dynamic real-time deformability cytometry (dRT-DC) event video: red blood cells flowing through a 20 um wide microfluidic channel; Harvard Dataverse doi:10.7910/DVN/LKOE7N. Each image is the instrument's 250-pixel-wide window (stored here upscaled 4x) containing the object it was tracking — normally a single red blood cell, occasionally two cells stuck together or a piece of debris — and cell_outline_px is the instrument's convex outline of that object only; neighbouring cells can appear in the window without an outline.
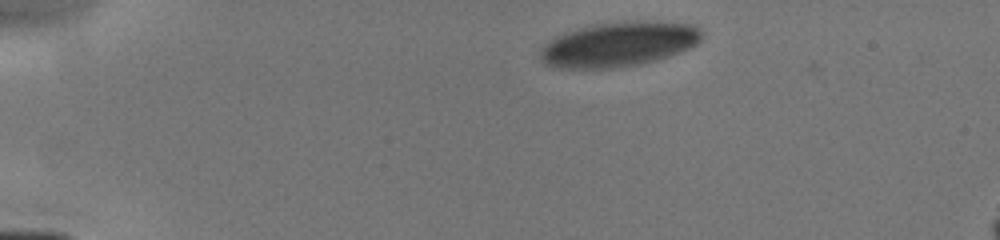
{"species": "human", "species_latin": "Homo sapiens", "temperature_condition": "cold", "stored_images_in_passage": 14, "camera_frame_rate_fps": 3000, "um_per_image_px": 0.085, "donor": {"sex": "male"}, "frame": {"image": 1, "passage_image": 1, "time_ms": 0.0, "image_size_px": [1000, 240], "cell_outline_px": [[700, 40], [696, 44], [688, 48], [668, 56], [656, 60], [640, 64], [620, 68], [556, 68], [544, 64], [540, 60], [540, 48], [548, 40], [556, 36], [580, 28], [596, 24], [624, 20], [660, 20], [692, 24], [700, 28]], "centroid_in_image_um": [52.58, 3.75], "position_along_channel_um": 32.4, "area_um2": 42.54}}
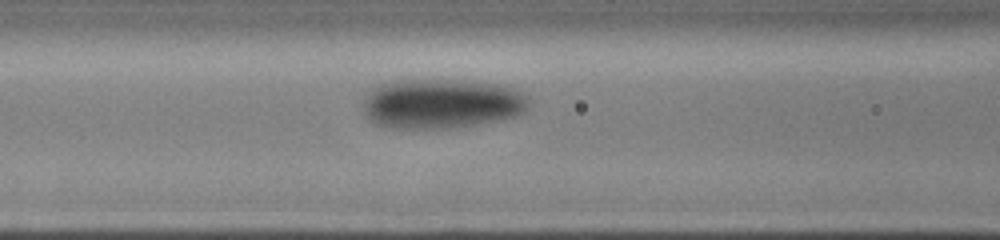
{"frame": {"image": 2, "passage_image": 8, "time_ms": 4.0, "image_size_px": [1000, 240], "cell_outline_px": [[532, 100], [528, 108], [524, 112], [516, 116], [500, 120], [444, 128], [392, 128], [376, 124], [368, 120], [364, 112], [364, 100], [368, 92], [380, 84], [392, 80], [472, 80], [500, 84], [516, 88], [524, 92]], "centroid_in_image_um": [37.58, 8.79], "position_along_channel_um": 129.0, "area_um2": 48.61}}
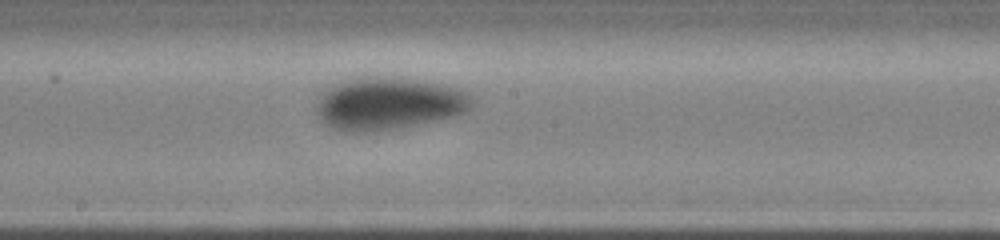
{"frame": {"image": 3, "passage_image": 12, "time_ms": 6.0, "image_size_px": [1000, 240], "cell_outline_px": [[476, 100], [472, 108], [456, 116], [400, 128], [372, 132], [344, 132], [332, 128], [320, 120], [316, 112], [316, 96], [324, 88], [332, 84], [360, 76], [400, 76], [424, 80], [444, 84], [460, 88], [468, 92]], "centroid_in_image_um": [33.02, 8.78], "position_along_channel_um": 215.2, "area_um2": 49.19}}